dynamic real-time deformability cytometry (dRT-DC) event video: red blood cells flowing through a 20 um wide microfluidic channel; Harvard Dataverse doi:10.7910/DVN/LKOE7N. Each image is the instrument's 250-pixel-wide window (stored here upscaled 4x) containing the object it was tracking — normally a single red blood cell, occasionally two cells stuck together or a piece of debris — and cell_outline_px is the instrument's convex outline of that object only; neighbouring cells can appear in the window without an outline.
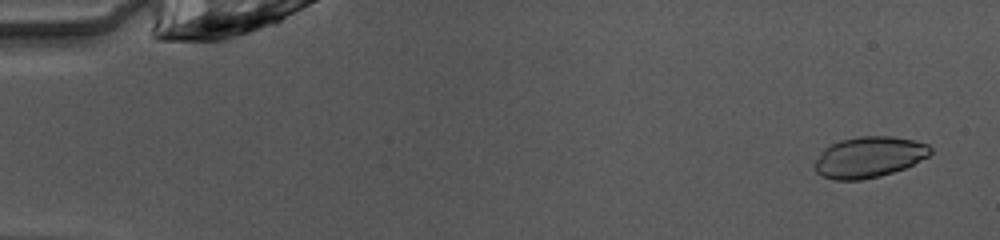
{"species": "common noctule bat (a hibernating species)", "species_latin": "Nyctalus noctula", "temperature_condition": "warm", "stored_images_in_passage": 15, "camera_frame_rate_fps": 3000, "um_per_image_px": 0.085, "animal": {"sex": "female", "body_mass_g": 10.0, "forearm_length_mm": 53.1}, "frame": {"image": 1, "passage_image": 3, "time_ms": 0.667, "image_size_px": [1000, 240], "cell_outline_px": [[932, 152], [928, 156], [904, 168], [880, 176], [860, 180], [836, 180], [824, 176], [816, 172], [812, 164], [824, 148], [840, 140], [860, 136], [892, 136], [912, 140], [928, 144], [932, 148]], "centroid_in_image_um": [73.84, 13.35], "position_along_channel_um": 11.2, "area_um2": 27.51}}
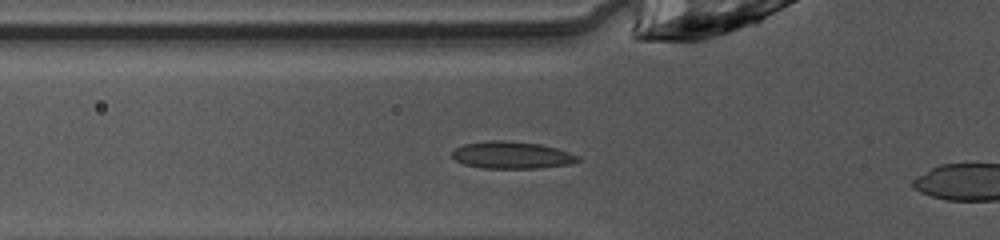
{"frame": {"image": 2, "passage_image": 13, "time_ms": 4.0, "image_size_px": [1000, 240], "cell_outline_px": [[580, 160], [568, 164], [536, 168], [484, 168], [464, 164], [456, 160], [452, 156], [452, 152], [456, 148], [464, 144], [484, 140], [504, 140], [540, 144], [556, 148], [580, 156]], "centroid_in_image_um": [43.48, 13.17], "position_along_channel_um": 82.3, "area_um2": 19.77}}